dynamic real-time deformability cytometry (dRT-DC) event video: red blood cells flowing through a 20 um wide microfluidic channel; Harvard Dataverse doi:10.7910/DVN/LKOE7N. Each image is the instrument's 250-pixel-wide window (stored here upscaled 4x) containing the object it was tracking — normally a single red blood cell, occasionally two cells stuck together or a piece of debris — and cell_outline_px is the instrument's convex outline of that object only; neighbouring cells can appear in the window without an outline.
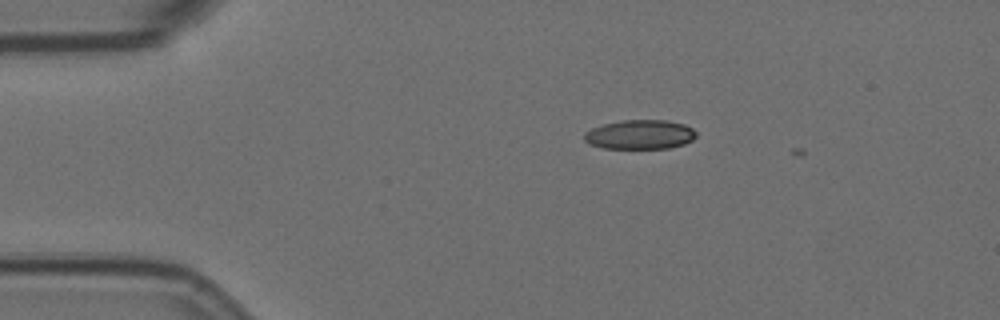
{"species": "Egyptian fruit bat (a non-hibernating species)", "species_latin": "Rousettus aegyptiacus", "temperature_condition": "room temperature", "stored_images_in_passage": 7, "camera_frame_rate_fps": 3000, "um_per_image_px": 0.085, "animal": {"sex": "female"}, "frame": {"image": 1, "passage_image": 6, "time_ms": 1.667, "image_size_px": [1000, 320], "cell_outline_px": [[696, 136], [692, 140], [684, 144], [668, 148], [604, 148], [588, 144], [584, 140], [584, 132], [592, 128], [604, 124], [620, 120], [664, 120], [684, 124], [692, 128], [696, 132]], "centroid_in_image_um": [54.38, 11.43], "position_along_channel_um": 30.6, "area_um2": 19.13}}